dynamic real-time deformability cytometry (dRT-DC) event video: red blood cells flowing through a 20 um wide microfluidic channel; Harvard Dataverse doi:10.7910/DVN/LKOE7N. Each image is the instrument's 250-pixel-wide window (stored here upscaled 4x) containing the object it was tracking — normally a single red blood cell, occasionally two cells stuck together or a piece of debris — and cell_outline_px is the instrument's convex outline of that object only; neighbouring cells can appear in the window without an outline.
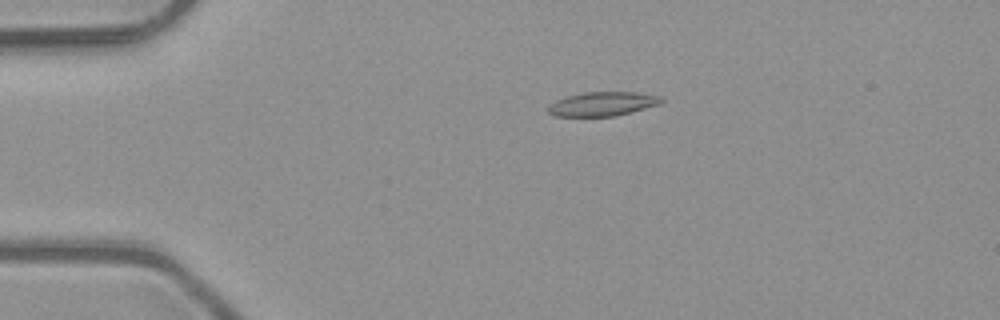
{"species": "common noctule bat (a hibernating species)", "species_latin": "Nyctalus noctula", "temperature_condition": "room temperature", "stored_images_in_passage": 2, "camera_frame_rate_fps": 3000, "um_per_image_px": 0.085, "animal": {"sex": "male", "body_mass_g": 23.1, "forearm_length_mm": 52.7}, "frame": {"image": 1, "passage_image": 1, "time_ms": 0.0, "image_size_px": [1000, 320], "cell_outline_px": [[664, 100], [660, 104], [616, 116], [552, 116], [548, 112], [548, 104], [556, 100], [568, 96], [584, 92], [636, 92], [660, 96]], "centroid_in_image_um": [51.2, 8.83], "position_along_channel_um": 33.8, "area_um2": 15.9}}